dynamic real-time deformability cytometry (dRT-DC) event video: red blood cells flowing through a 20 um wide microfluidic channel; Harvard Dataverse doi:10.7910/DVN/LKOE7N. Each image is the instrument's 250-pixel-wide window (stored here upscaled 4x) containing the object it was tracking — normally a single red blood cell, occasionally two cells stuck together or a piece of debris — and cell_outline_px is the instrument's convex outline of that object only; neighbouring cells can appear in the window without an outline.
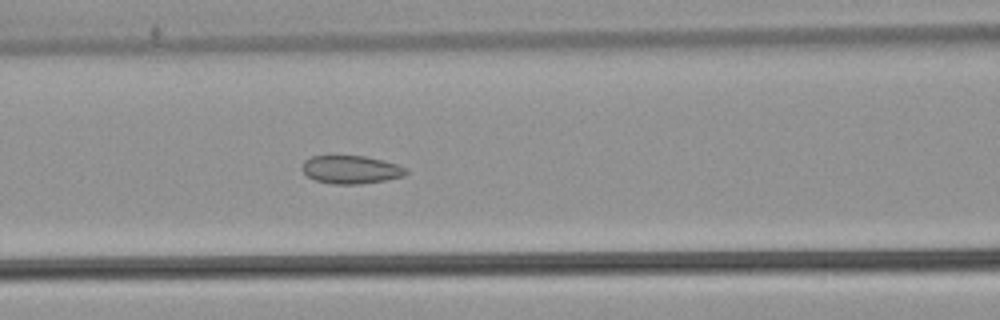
{"species": "common noctule bat (a hibernating species)", "species_latin": "Nyctalus noctula", "temperature_condition": "warm", "stored_images_in_passage": 56, "camera_frame_rate_fps": 3000, "um_per_image_px": 0.085, "animal": {"sex": "male", "body_mass_g": 21.5, "forearm_length_mm": 52.0}, "frame": {"image": 1, "passage_image": 25, "time_ms": 8.0, "image_size_px": [1000, 320], "cell_outline_px": [[408, 172], [404, 176], [384, 180], [360, 184], [332, 184], [316, 180], [308, 176], [300, 168], [304, 160], [312, 156], [364, 156], [384, 160], [408, 168]], "centroid_in_image_um": [29.83, 14.41], "position_along_channel_um": 136.8, "area_um2": 17.05}}
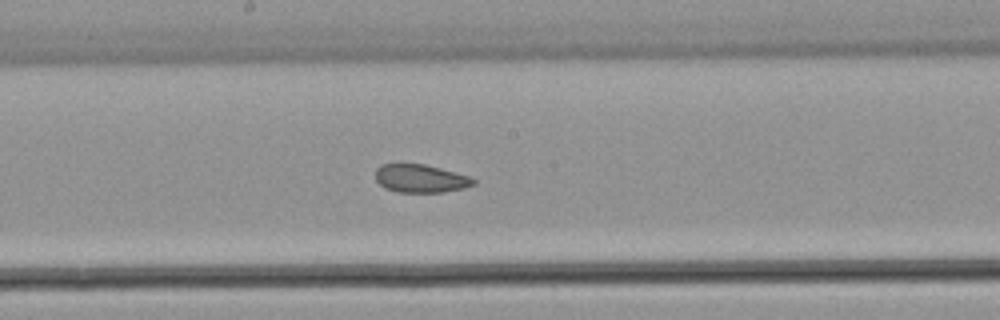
{"frame": {"image": 2, "passage_image": 31, "time_ms": 10.0, "image_size_px": [1000, 320], "cell_outline_px": [[476, 184], [464, 188], [444, 192], [396, 192], [384, 188], [376, 180], [376, 168], [380, 164], [424, 164], [440, 168], [468, 176], [476, 180]], "centroid_in_image_um": [35.74, 15.18], "position_along_channel_um": 212.5, "area_um2": 16.07}}
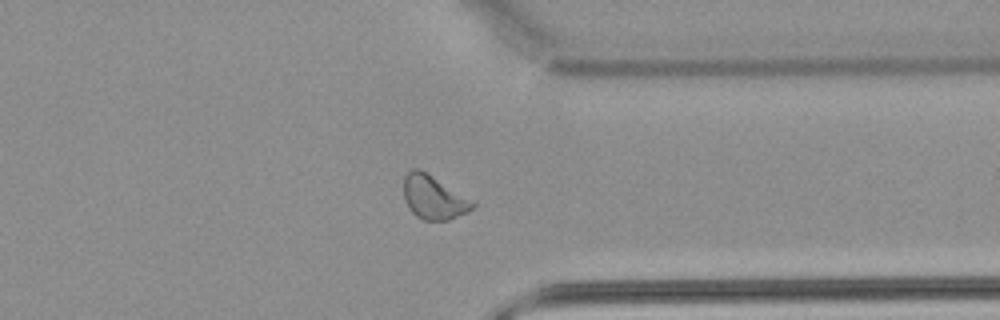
{"frame": {"image": 3, "passage_image": 44, "time_ms": 14.333, "image_size_px": [1000, 320], "cell_outline_px": [[476, 204], [468, 212], [448, 220], [424, 220], [416, 216], [408, 208], [404, 200], [404, 176], [412, 168], [420, 168], [476, 200]], "centroid_in_image_um": [36.89, 16.76], "position_along_channel_um": 374.5, "area_um2": 18.03}, "authors_computed_cell_mechanics": {"area_um2": 18.5249, "velocity_mm_per_s": 3.7919, "shape_relaxation_time_tau1_ms": null, "shape_relaxation_time_tau2_ms": 2.1349, "deformation_change_tau1": null, "deformation_change_tau2": 0.0877}}